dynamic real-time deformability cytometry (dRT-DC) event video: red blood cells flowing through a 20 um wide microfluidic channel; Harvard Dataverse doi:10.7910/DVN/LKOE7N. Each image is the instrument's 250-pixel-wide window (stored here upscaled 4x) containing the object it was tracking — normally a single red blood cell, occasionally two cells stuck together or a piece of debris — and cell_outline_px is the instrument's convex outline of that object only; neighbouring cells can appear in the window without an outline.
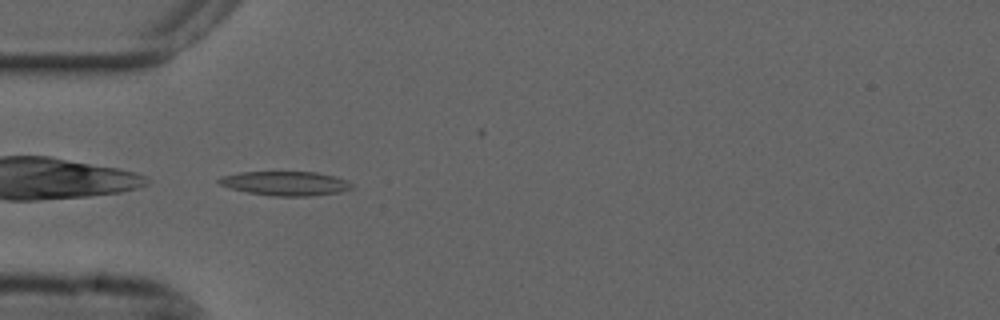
{"species": "common noctule bat (a hibernating species)", "species_latin": "Nyctalus noctula", "temperature_condition": "cold", "stored_images_in_passage": 35, "camera_frame_rate_fps": 3000, "um_per_image_px": 0.085, "animal": {"sex": "male", "forearm_length_mm": 52.5}, "frame": {"image": 1, "passage_image": 1, "time_ms": 0.0, "image_size_px": [1000, 320], "cell_outline_px": [[352, 188], [340, 192], [308, 196], [276, 196], [248, 192], [232, 188], [220, 184], [216, 180], [220, 176], [240, 172], [316, 172], [336, 176], [348, 180], [352, 184]], "centroid_in_image_um": [24.28, 15.58], "position_along_channel_um": 60.7, "area_um2": 18.67}}
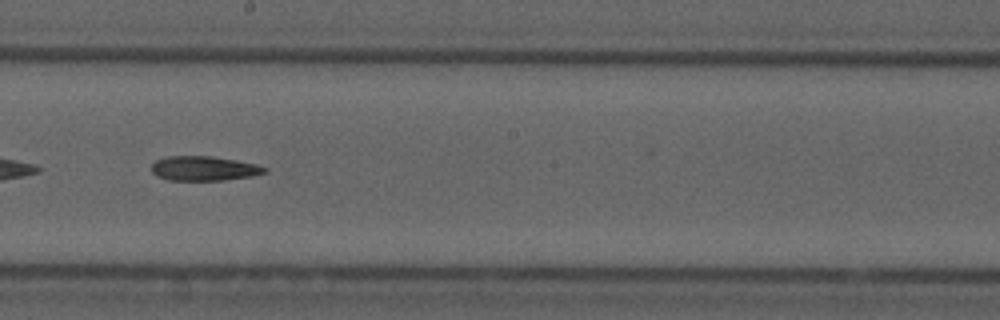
{"frame": {"image": 2, "passage_image": 15, "time_ms": 4.667, "image_size_px": [1000, 320], "cell_outline_px": [[268, 172], [252, 176], [224, 180], [168, 180], [156, 176], [152, 172], [152, 164], [156, 160], [168, 156], [212, 156], [236, 160], [256, 164], [268, 168]], "centroid_in_image_um": [17.35, 14.32], "position_along_channel_um": 230.8, "area_um2": 16.24}}
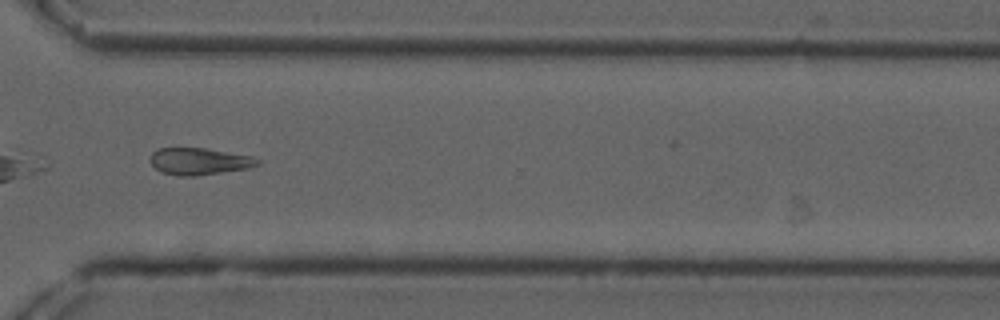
{"frame": {"image": 3, "passage_image": 25, "time_ms": 8.0, "image_size_px": [1000, 320], "cell_outline_px": [[260, 164], [248, 168], [196, 176], [180, 176], [160, 172], [148, 160], [152, 152], [156, 148], [204, 148], [252, 156], [260, 160]], "centroid_in_image_um": [16.9, 13.71], "position_along_channel_um": 353.7, "area_um2": 16.88}}